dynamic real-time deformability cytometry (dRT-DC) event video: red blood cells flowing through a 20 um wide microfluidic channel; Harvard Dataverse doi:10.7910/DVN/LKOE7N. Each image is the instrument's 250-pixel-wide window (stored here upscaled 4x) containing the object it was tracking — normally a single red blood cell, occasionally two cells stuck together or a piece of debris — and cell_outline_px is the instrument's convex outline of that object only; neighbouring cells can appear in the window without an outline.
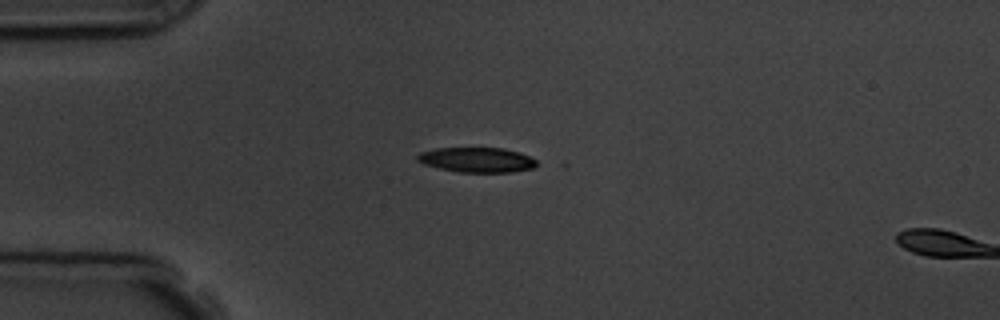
{"species": "common noctule bat (a hibernating species)", "species_latin": "Nyctalus noctula", "temperature_condition": "room temperature", "stored_images_in_passage": 6, "camera_frame_rate_fps": 3000, "um_per_image_px": 0.085, "animal": {"sex": "male", "body_mass_g": 19.5, "forearm_length_mm": 54.6}, "frame": {"image": 1, "passage_image": 5, "time_ms": 4.333, "image_size_px": [1000, 320], "cell_outline_px": [[536, 164], [532, 168], [512, 172], [460, 172], [440, 168], [424, 164], [416, 160], [416, 156], [420, 152], [436, 148], [504, 148], [520, 152], [536, 160]], "centroid_in_image_um": [40.52, 13.58], "position_along_channel_um": 44.5, "area_um2": 17.22}}